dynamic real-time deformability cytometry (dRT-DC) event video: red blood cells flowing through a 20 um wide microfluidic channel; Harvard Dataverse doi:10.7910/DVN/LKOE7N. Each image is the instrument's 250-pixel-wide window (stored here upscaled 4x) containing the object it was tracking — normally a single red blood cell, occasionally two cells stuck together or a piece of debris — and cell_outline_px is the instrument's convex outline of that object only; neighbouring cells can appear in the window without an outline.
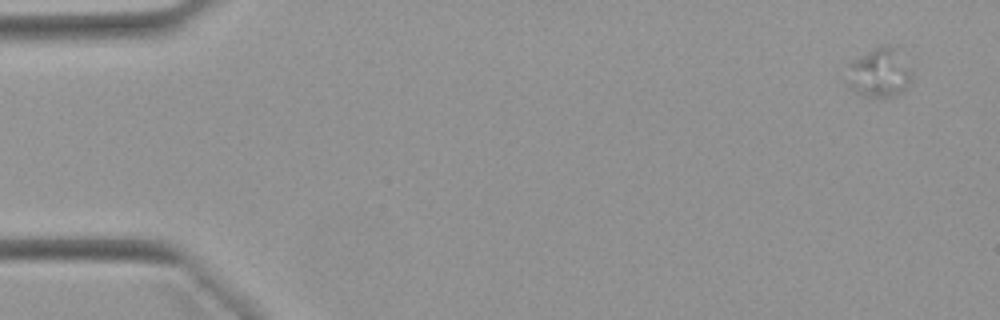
{"species": "Egyptian fruit bat (a non-hibernating species)", "species_latin": "Rousettus aegyptiacus", "temperature_condition": "warm", "stored_images_in_passage": 21, "camera_frame_rate_fps": 3000, "um_per_image_px": 0.085, "animal": {"sex": "female"}, "frame": {"image": 1, "passage_image": 4, "time_ms": 1.0, "image_size_px": [1000, 320], "cell_outline_px": [[912, 80], [896, 96], [884, 100], [856, 96], [848, 84], [848, 64], [852, 60], [884, 44], [896, 44], [912, 68]], "centroid_in_image_um": [74.78, 6.21], "position_along_channel_um": 10.2, "area_um2": 19.59}}
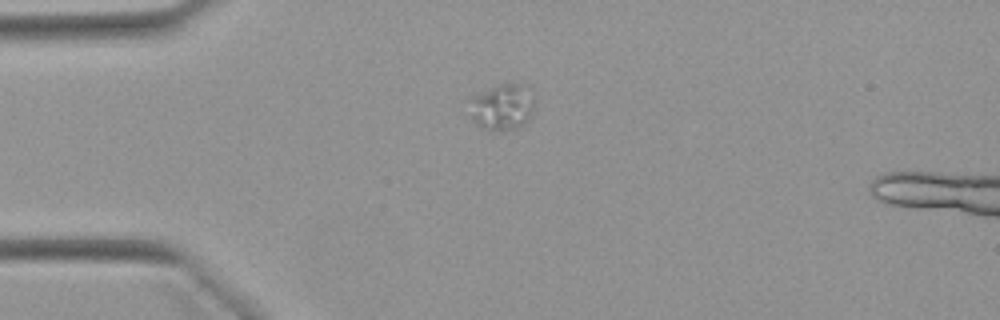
{"frame": {"image": 2, "passage_image": 15, "time_ms": 4.667, "image_size_px": [1000, 320], "cell_outline_px": [[532, 112], [528, 120], [524, 124], [504, 132], [488, 132], [476, 124], [472, 120], [472, 96], [480, 92], [500, 84], [524, 84], [532, 104]], "centroid_in_image_um": [42.65, 9.16], "position_along_channel_um": 42.4, "area_um2": 17.11}}
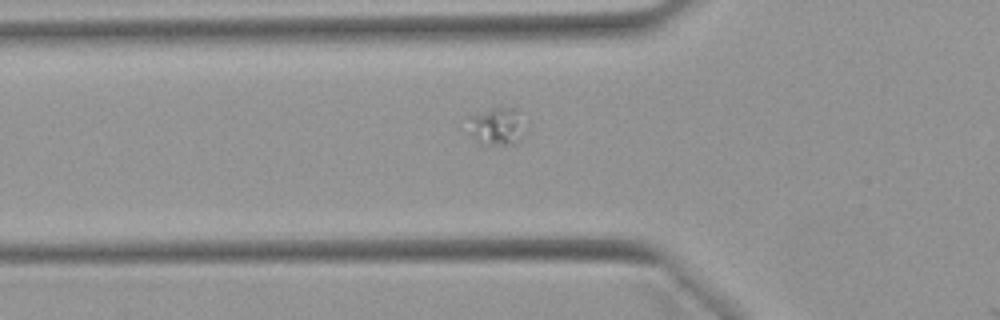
{"frame": {"image": 3, "passage_image": 20, "time_ms": 6.333, "image_size_px": [1000, 320], "cell_outline_px": [[532, 120], [528, 128], [520, 140], [516, 144], [480, 144], [468, 132], [468, 116], [492, 108], [516, 108]], "centroid_in_image_um": [42.37, 10.71], "position_along_channel_um": 83.4, "area_um2": 13.53}}